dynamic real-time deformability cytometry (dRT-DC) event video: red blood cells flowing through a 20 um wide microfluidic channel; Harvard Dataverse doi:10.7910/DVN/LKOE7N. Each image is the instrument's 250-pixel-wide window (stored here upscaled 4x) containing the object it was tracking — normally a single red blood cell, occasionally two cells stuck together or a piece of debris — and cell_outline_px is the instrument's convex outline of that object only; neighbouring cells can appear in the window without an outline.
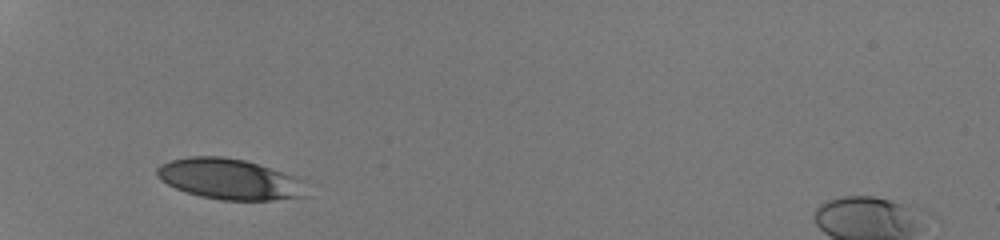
{"species": "human", "species_latin": "Homo sapiens", "temperature_condition": "room temperature", "stored_images_in_passage": 26, "camera_frame_rate_fps": 3000, "um_per_image_px": 0.085, "donor": {"sex": "male"}, "frame": {"image": 1, "passage_image": 1, "time_ms": 0.0, "image_size_px": [1000, 240], "cell_outline_px": [[308, 196], [272, 200], [220, 200], [200, 196], [176, 188], [168, 184], [156, 176], [156, 168], [160, 164], [172, 160], [188, 156], [220, 156], [244, 160], [296, 176], [304, 180]], "centroid_in_image_um": [19.54, 15.23], "position_along_channel_um": 65.5, "area_um2": 35.49}}
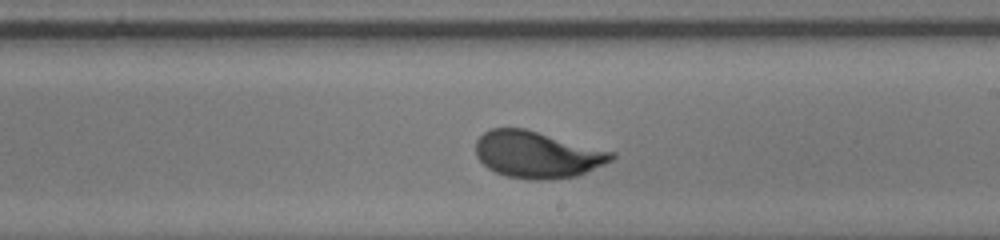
{"frame": {"image": 2, "passage_image": 15, "time_ms": 4.667, "image_size_px": [1000, 240], "cell_outline_px": [[616, 156], [612, 160], [604, 164], [576, 176], [552, 180], [528, 180], [508, 176], [496, 172], [488, 168], [476, 156], [476, 140], [484, 132], [492, 128], [524, 128], [616, 152]], "centroid_in_image_um": [45.67, 13.14], "position_along_channel_um": 243.3, "area_um2": 37.05}}
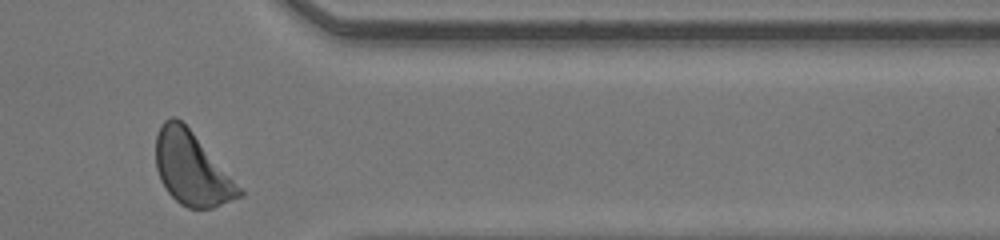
{"frame": {"image": 3, "passage_image": 26, "time_ms": 8.333, "image_size_px": [1000, 240], "cell_outline_px": [[244, 196], [212, 208], [188, 208], [180, 204], [168, 192], [160, 180], [156, 168], [156, 136], [160, 124], [164, 120], [172, 116], [176, 116], [192, 132], [244, 192]], "centroid_in_image_um": [16.27, 14.34], "position_along_channel_um": 395.1, "area_um2": 34.97}, "authors_computed_cell_mechanics": {"area_um2": 36.4429, "velocity_mm_per_s": 4.23, "shape_relaxation_time_tau1_ms": 2.3604, "shape_relaxation_time_tau2_ms": null, "deformation_change_tau1": 0.1433, "deformation_change_tau2": null}}